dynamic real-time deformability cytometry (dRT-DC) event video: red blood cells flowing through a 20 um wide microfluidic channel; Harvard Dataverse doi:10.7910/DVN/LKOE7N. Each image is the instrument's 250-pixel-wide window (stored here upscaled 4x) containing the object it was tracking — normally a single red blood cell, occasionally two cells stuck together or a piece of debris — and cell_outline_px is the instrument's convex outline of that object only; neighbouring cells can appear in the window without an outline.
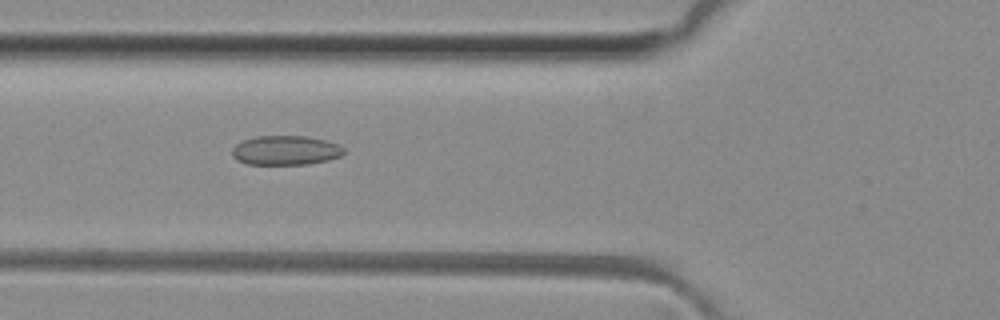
{"species": "common noctule bat (a hibernating species)", "species_latin": "Nyctalus noctula", "temperature_condition": "room temperature", "stored_images_in_passage": 39, "camera_frame_rate_fps": 3000, "um_per_image_px": 0.085, "animal": {"sex": "female", "body_mass_g": 29.2, "forearm_length_mm": 56.3}, "frame": {"image": 1, "passage_image": 7, "time_ms": 2.0, "image_size_px": [1000, 320], "cell_outline_px": [[344, 152], [340, 156], [328, 160], [308, 164], [248, 164], [236, 160], [232, 156], [232, 148], [236, 144], [244, 140], [256, 136], [308, 136], [340, 144], [344, 148]], "centroid_in_image_um": [24.27, 12.77], "position_along_channel_um": 101.5, "area_um2": 19.19}}
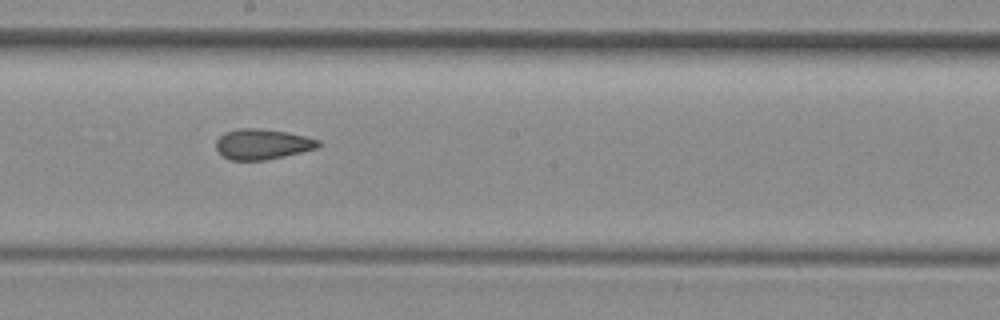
{"frame": {"image": 2, "passage_image": 16, "time_ms": 5.0, "image_size_px": [1000, 320], "cell_outline_px": [[320, 144], [316, 148], [284, 156], [264, 160], [232, 160], [224, 156], [216, 148], [216, 140], [224, 132], [240, 128], [260, 128], [288, 132], [320, 140]], "centroid_in_image_um": [22.29, 12.24], "position_along_channel_um": 225.9, "area_um2": 17.98}}
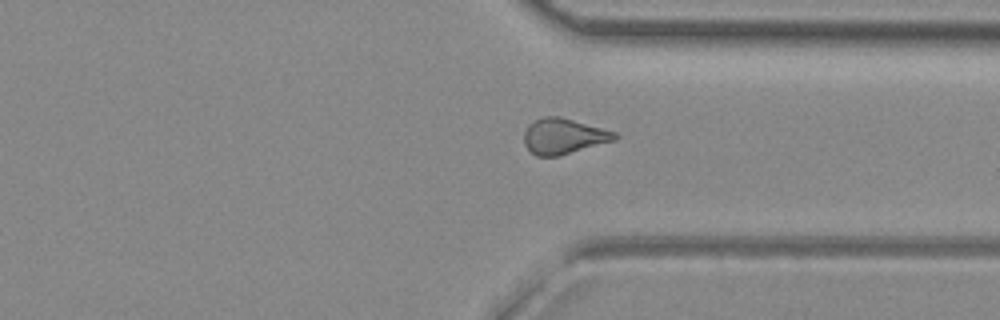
{"frame": {"image": 3, "passage_image": 26, "time_ms": 8.333, "image_size_px": [1000, 320], "cell_outline_px": [[620, 136], [616, 140], [560, 156], [536, 156], [524, 144], [524, 132], [528, 124], [544, 116], [560, 116], [616, 132]], "centroid_in_image_um": [47.92, 11.58], "position_along_channel_um": 363.5, "area_um2": 18.9}, "authors_computed_cell_mechanics": {"area_um2": 18.5538, "velocity_mm_per_s": 4.141, "shape_relaxation_time_tau1_ms": null, "shape_relaxation_time_tau2_ms": 2.1607, "deformation_change_tau1": null, "deformation_change_tau2": 0.0917}}